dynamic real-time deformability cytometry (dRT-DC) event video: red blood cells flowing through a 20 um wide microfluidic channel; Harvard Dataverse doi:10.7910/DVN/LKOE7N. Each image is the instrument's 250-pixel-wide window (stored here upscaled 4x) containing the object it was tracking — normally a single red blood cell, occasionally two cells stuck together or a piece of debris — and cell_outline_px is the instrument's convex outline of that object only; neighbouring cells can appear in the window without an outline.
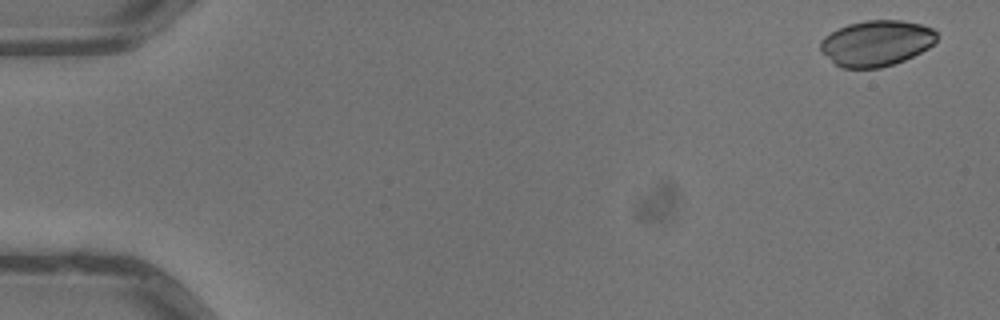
{"species": "common noctule bat (a hibernating species)", "species_latin": "Nyctalus noctula", "temperature_condition": "warm", "stored_images_in_passage": 5, "segment_of_instrument_passage": [1, 2], "camera_frame_rate_fps": 3000, "um_per_image_px": 0.085, "animal": {"sex": "male", "body_mass_g": 13.3}, "frame": {"image": 1, "passage_image": 1, "time_ms": 0.0, "image_size_px": [1000, 320], "cell_outline_px": [[936, 40], [928, 48], [904, 60], [880, 68], [840, 68], [820, 52], [820, 40], [824, 36], [848, 24], [864, 20], [900, 20], [920, 24], [932, 28], [936, 32]], "centroid_in_image_um": [74.45, 3.67], "position_along_channel_um": 10.5, "area_um2": 30.98}}